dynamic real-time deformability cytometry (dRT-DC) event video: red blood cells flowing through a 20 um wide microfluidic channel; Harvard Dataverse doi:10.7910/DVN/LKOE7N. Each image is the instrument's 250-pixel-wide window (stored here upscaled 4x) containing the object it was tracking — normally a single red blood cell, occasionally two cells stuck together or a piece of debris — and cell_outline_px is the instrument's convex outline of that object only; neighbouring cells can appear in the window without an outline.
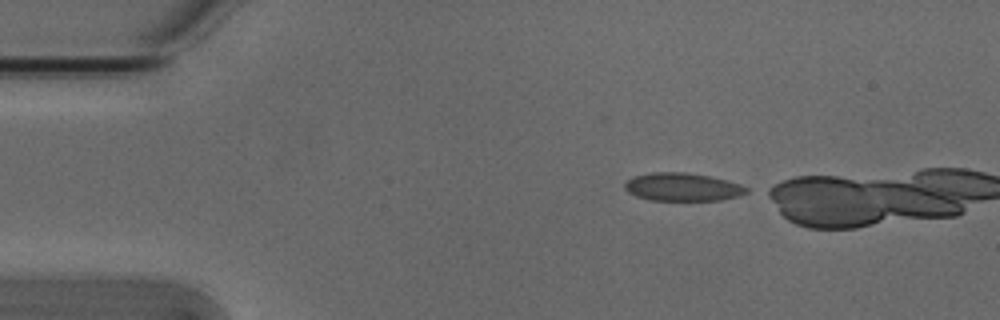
{"species": "Egyptian fruit bat (a non-hibernating species)", "species_latin": "Rousettus aegyptiacus", "temperature_condition": "cold", "stored_images_in_passage": 2, "camera_frame_rate_fps": 3000, "um_per_image_px": 0.085, "animal": {"sex": "male"}, "frame": {"image": 1, "passage_image": 1, "time_ms": 0.0, "image_size_px": [1000, 320], "cell_outline_px": [[748, 192], [740, 196], [720, 200], [652, 200], [636, 196], [628, 192], [624, 188], [624, 184], [632, 176], [652, 172], [684, 172], [708, 176], [728, 180], [740, 184], [748, 188]], "centroid_in_image_um": [58.02, 15.89], "position_along_channel_um": 27.0, "area_um2": 19.94}}